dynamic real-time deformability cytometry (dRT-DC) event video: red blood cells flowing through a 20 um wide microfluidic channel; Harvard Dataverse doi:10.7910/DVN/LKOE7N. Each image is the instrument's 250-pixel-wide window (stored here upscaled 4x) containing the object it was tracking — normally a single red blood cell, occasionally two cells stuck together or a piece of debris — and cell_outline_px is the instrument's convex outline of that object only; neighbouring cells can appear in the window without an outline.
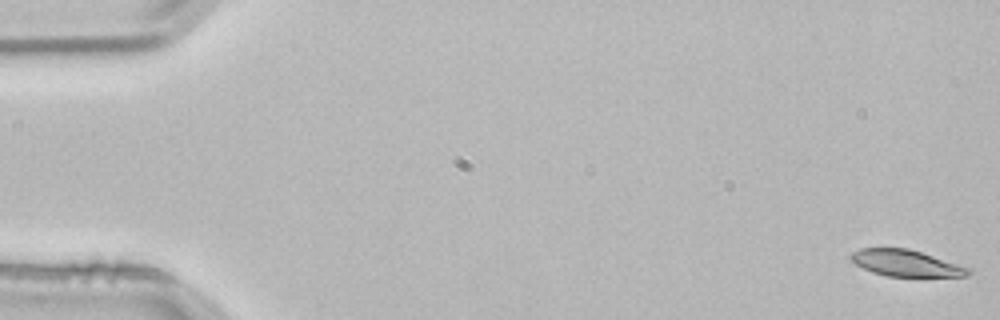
{"species": "common noctule bat (a hibernating species)", "species_latin": "Nyctalus noctula", "temperature_condition": "room temperature", "stored_images_in_passage": 4, "camera_frame_rate_fps": 3000, "um_per_image_px": 0.085, "animal": {"sex": "male", "body_mass_g": 21.5, "forearm_length_mm": 52.0}, "frame": {"image": 1, "passage_image": 1, "time_ms": 0.0, "image_size_px": [1000, 320], "cell_outline_px": [[972, 272], [968, 276], [888, 276], [872, 272], [856, 264], [848, 256], [852, 252], [860, 248], [908, 248], [972, 268]], "centroid_in_image_um": [77.02, 22.36], "position_along_channel_um": 8.0, "area_um2": 18.03}}
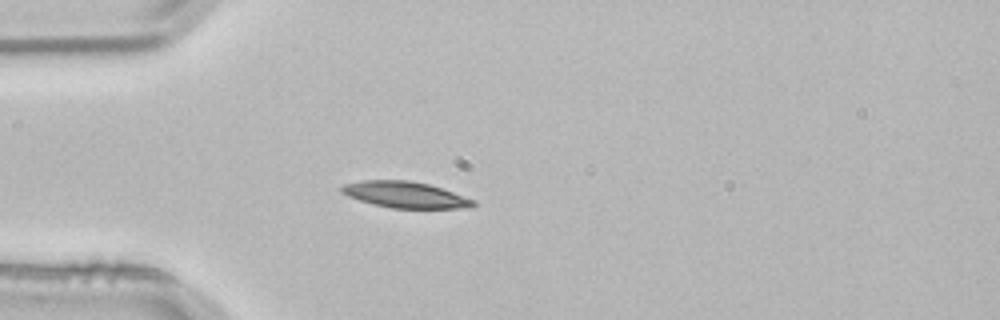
{"frame": {"image": 2, "passage_image": 4, "time_ms": 1.0, "image_size_px": [1000, 320], "cell_outline_px": [[476, 204], [472, 208], [392, 208], [372, 204], [348, 196], [340, 192], [340, 188], [344, 184], [360, 180], [408, 180], [428, 184], [476, 200]], "centroid_in_image_um": [34.43, 16.55], "position_along_channel_um": 50.6, "area_um2": 20.11}}